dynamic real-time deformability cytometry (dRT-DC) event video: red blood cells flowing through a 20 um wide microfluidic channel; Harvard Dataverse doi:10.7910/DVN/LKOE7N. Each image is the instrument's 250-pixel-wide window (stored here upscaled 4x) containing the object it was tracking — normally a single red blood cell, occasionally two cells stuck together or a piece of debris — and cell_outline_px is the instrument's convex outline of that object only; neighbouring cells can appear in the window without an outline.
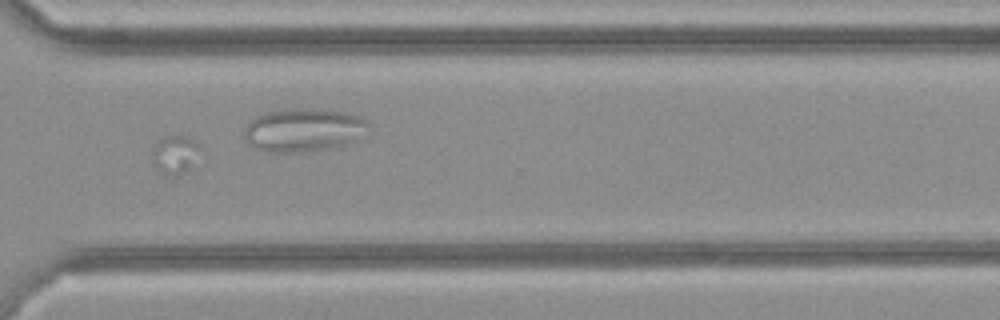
{"species": "common noctule bat (a hibernating species)", "species_latin": "Nyctalus noctula", "temperature_condition": "cold", "stored_images_in_passage": 28, "camera_frame_rate_fps": 3000, "um_per_image_px": 0.085, "animal": {"sex": "female", "body_mass_g": 21.9}, "frame": {"image": 1, "passage_image": 18, "time_ms": 5.667, "image_size_px": [1000, 320], "cell_outline_px": [[200, 148], [188, 168], [184, 172], [176, 176], [160, 172], [152, 164], [152, 152], [156, 144], [164, 136], [188, 136], [200, 144]], "centroid_in_image_um": [14.83, 13.12], "position_along_channel_um": 355.8, "area_um2": 10.4}}